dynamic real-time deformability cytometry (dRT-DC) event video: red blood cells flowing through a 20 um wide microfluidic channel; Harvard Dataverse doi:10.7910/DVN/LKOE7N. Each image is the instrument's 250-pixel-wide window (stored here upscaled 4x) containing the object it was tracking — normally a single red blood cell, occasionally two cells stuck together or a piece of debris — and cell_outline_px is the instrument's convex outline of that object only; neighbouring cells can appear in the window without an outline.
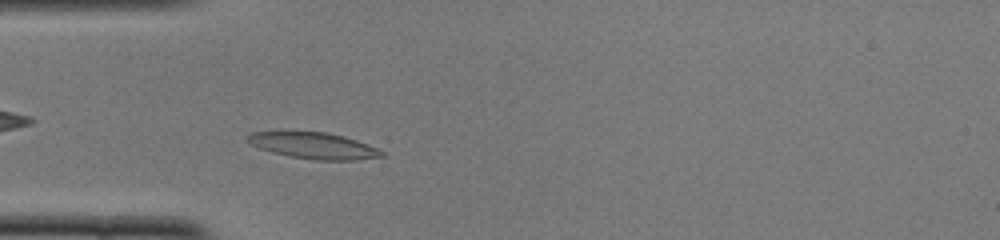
{"species": "common noctule bat (a hibernating species)", "species_latin": "Nyctalus noctula", "temperature_condition": "cold", "stored_images_in_passage": 43, "camera_frame_rate_fps": 3000, "um_per_image_px": 0.085, "animal": {"sex": "female", "body_mass_g": 22.0, "forearm_length_mm": 56.7}, "frame": {"image": 1, "passage_image": 7, "time_ms": 2.0, "image_size_px": [1000, 240], "cell_outline_px": [[388, 156], [356, 160], [316, 160], [292, 156], [272, 152], [260, 148], [244, 140], [252, 132], [328, 132], [344, 136], [356, 140], [376, 148], [384, 152]], "centroid_in_image_um": [26.71, 12.38], "position_along_channel_um": 58.3, "area_um2": 20.35}}
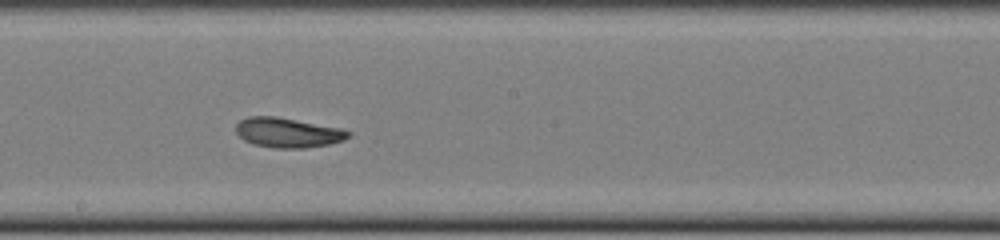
{"frame": {"image": 2, "passage_image": 20, "time_ms": 6.333, "image_size_px": [1000, 240], "cell_outline_px": [[352, 132], [344, 140], [328, 144], [304, 148], [272, 148], [252, 144], [244, 140], [236, 132], [236, 124], [240, 120], [248, 116], [276, 116], [340, 128]], "centroid_in_image_um": [24.43, 11.27], "position_along_channel_um": 223.8, "area_um2": 19.48}}
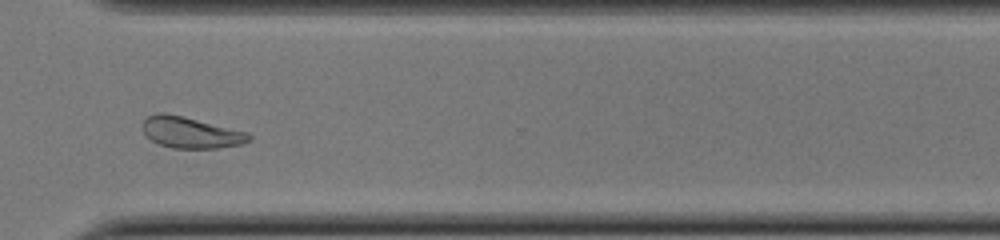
{"frame": {"image": 3, "passage_image": 30, "time_ms": 9.667, "image_size_px": [1000, 240], "cell_outline_px": [[252, 140], [240, 144], [216, 148], [172, 148], [160, 144], [152, 140], [144, 132], [144, 120], [148, 116], [156, 112], [164, 112], [184, 116], [248, 132], [252, 136]], "centroid_in_image_um": [16.24, 11.25], "position_along_channel_um": 354.4, "area_um2": 19.25}, "authors_computed_cell_mechanics": {"area_um2": 19.7676, "velocity_mm_per_s": 3.8816, "shape_relaxation_time_tau1_ms": 4.1303, "shape_relaxation_time_tau2_ms": 3.5412, "deformation_change_tau1": 0.1519, "deformation_change_tau2": 0.0994}}